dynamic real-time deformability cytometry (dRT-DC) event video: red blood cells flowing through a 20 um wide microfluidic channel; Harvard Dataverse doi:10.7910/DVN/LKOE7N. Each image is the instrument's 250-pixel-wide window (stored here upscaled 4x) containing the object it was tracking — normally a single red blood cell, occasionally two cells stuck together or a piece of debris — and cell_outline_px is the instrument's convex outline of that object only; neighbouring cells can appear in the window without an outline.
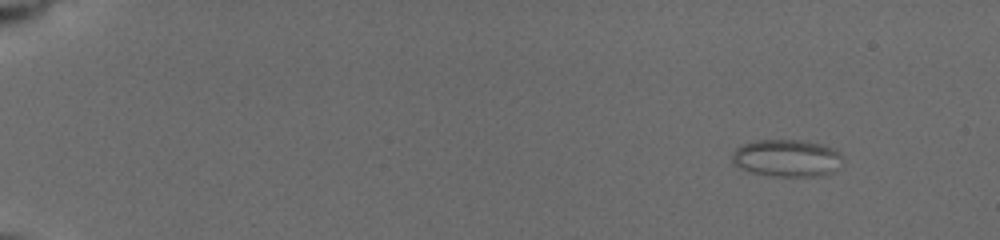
{"species": "common noctule bat (a hibernating species)", "species_latin": "Nyctalus noctula", "temperature_condition": "cold", "stored_images_in_passage": 8, "camera_frame_rate_fps": 3000, "um_per_image_px": 0.085, "animal": {"sex": "female", "body_mass_g": 19.5, "forearm_length_mm": 54.1}, "frame": {"image": 1, "passage_image": 1, "time_ms": 0.0, "image_size_px": [1000, 240], "cell_outline_px": [[840, 156], [832, 172], [820, 176], [776, 176], [752, 172], [740, 168], [732, 160], [732, 152], [736, 148], [744, 144], [756, 140], [800, 140], [820, 144], [836, 148]], "centroid_in_image_um": [66.83, 13.43], "position_along_channel_um": 18.2, "area_um2": 23.52}}
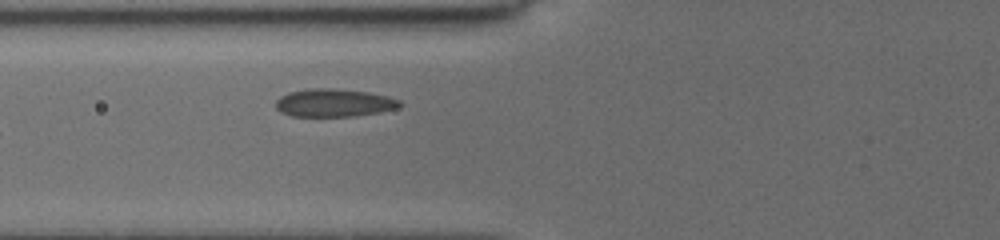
{"frame": {"image": 2, "passage_image": 8, "time_ms": 6.667, "image_size_px": [1000, 240], "cell_outline_px": [[404, 104], [396, 108], [380, 112], [352, 116], [292, 116], [280, 112], [276, 108], [276, 100], [280, 96], [288, 92], [312, 88], [332, 88], [368, 92], [388, 96], [400, 100]], "centroid_in_image_um": [28.39, 8.73], "position_along_channel_um": 97.4, "area_um2": 20.23}}